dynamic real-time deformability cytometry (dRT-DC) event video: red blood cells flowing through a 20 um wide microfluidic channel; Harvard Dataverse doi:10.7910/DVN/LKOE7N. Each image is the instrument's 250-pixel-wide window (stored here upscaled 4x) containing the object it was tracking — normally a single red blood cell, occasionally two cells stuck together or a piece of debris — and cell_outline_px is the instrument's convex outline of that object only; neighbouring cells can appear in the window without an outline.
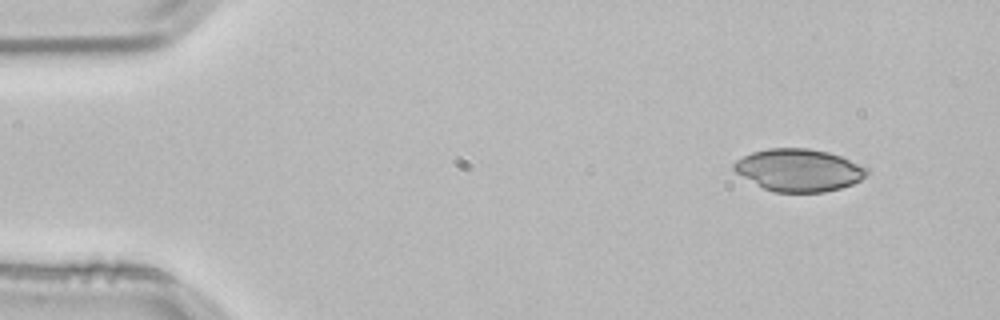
{"species": "common noctule bat (a hibernating species)", "species_latin": "Nyctalus noctula", "temperature_condition": "room temperature", "stored_images_in_passage": 3, "camera_frame_rate_fps": 3000, "um_per_image_px": 0.085, "animal": {"sex": "male", "body_mass_g": 21.5, "forearm_length_mm": 52.0}, "frame": {"image": 1, "passage_image": 1, "time_ms": 0.0, "image_size_px": [1000, 320], "cell_outline_px": [[868, 172], [860, 180], [852, 184], [840, 188], [824, 192], [772, 192], [764, 188], [736, 172], [732, 168], [732, 164], [736, 160], [752, 152], [768, 148], [808, 148], [828, 152], [840, 156], [868, 168]], "centroid_in_image_um": [67.89, 14.45], "position_along_channel_um": 17.1, "area_um2": 32.6}}